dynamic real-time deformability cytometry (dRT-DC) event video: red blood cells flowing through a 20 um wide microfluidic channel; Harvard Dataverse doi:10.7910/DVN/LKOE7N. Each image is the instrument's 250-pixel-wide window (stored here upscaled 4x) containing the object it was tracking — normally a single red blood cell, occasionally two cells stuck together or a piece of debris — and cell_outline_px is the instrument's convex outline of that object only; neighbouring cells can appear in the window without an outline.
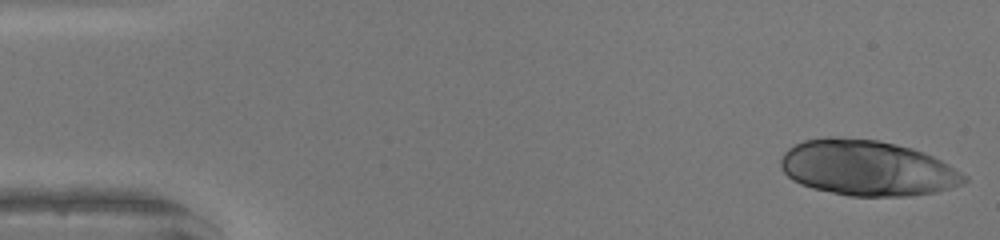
{"species": "human", "species_latin": "Homo sapiens", "temperature_condition": "warm", "stored_images_in_passage": 17, "camera_frame_rate_fps": 3000, "um_per_image_px": 0.085, "donor": {"sex": "female"}, "frame": {"image": 1, "passage_image": 1, "time_ms": 0.0, "image_size_px": [1000, 240], "cell_outline_px": [[968, 180], [960, 184], [936, 192], [908, 196], [848, 196], [812, 188], [800, 184], [792, 180], [784, 172], [780, 164], [780, 160], [784, 152], [788, 148], [804, 140], [828, 136], [832, 136], [880, 140], [912, 148], [924, 152], [948, 164], [968, 176]], "centroid_in_image_um": [73.7, 14.27], "position_along_channel_um": 11.3, "area_um2": 59.48}}
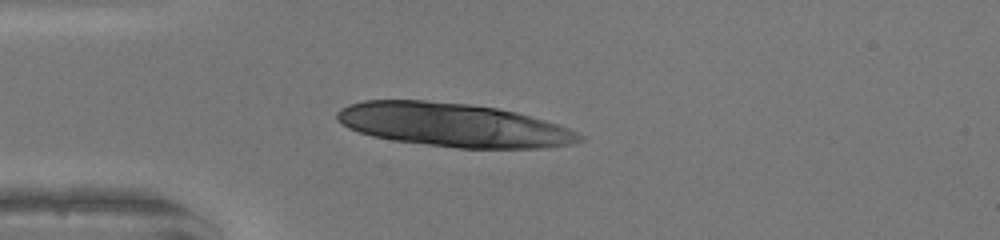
{"frame": {"image": 2, "passage_image": 12, "time_ms": 3.667, "image_size_px": [1000, 240], "cell_outline_px": [[584, 140], [572, 144], [540, 148], [456, 148], [392, 140], [372, 136], [348, 128], [336, 120], [336, 112], [340, 108], [348, 104], [364, 100], [424, 100], [468, 104], [496, 108], [516, 112], [544, 120], [568, 128], [584, 136]], "centroid_in_image_um": [38.5, 10.62], "position_along_channel_um": 46.5, "area_um2": 61.61}}